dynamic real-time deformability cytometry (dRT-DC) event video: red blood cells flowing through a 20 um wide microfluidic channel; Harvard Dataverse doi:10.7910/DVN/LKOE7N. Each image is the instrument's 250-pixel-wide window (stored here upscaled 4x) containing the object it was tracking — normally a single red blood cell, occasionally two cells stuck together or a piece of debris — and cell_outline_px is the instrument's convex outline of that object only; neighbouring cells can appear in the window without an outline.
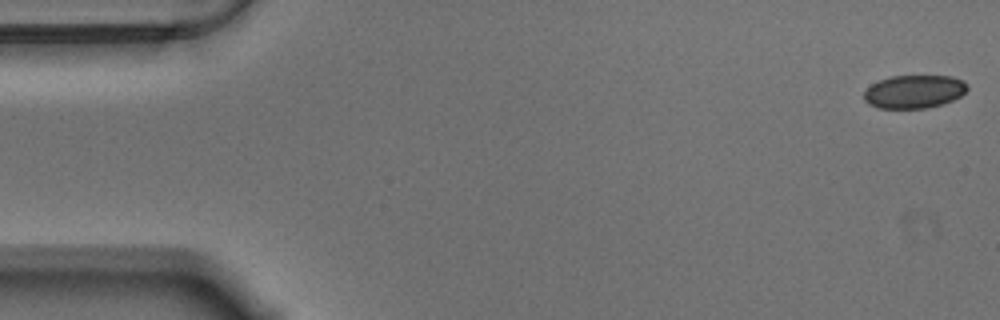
{"species": "Egyptian fruit bat (a non-hibernating species)", "species_latin": "Rousettus aegyptiacus", "temperature_condition": "warm", "stored_images_in_passage": 57, "camera_frame_rate_fps": 3000, "um_per_image_px": 0.085, "animal": {"sex": "male"}, "frame": {"image": 1, "passage_image": 1, "time_ms": 0.0, "image_size_px": [1000, 320], "cell_outline_px": [[968, 88], [960, 96], [952, 100], [940, 104], [924, 108], [876, 108], [868, 104], [864, 100], [864, 92], [872, 84], [880, 80], [892, 76], [952, 76], [964, 80], [968, 84]], "centroid_in_image_um": [77.7, 7.78], "position_along_channel_um": 7.3, "area_um2": 19.94}}
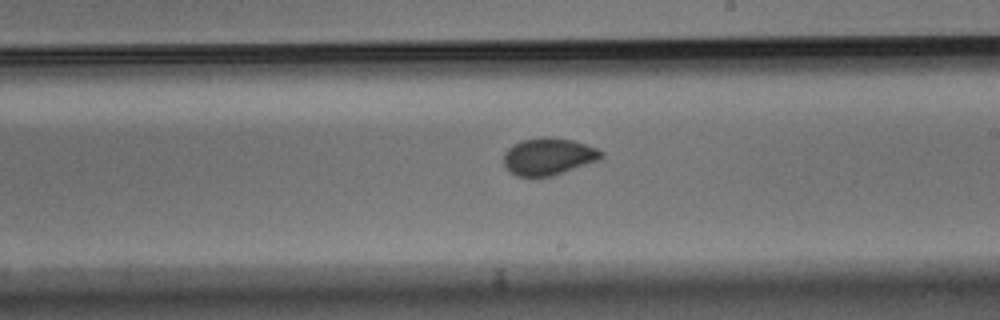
{"frame": {"image": 2, "passage_image": 32, "time_ms": 10.333, "image_size_px": [1000, 320], "cell_outline_px": [[604, 156], [600, 160], [552, 176], [516, 176], [508, 172], [504, 164], [504, 152], [512, 144], [520, 140], [540, 136], [548, 136], [572, 140], [596, 148], [604, 152]], "centroid_in_image_um": [46.6, 13.29], "position_along_channel_um": 242.4, "area_um2": 21.39}}
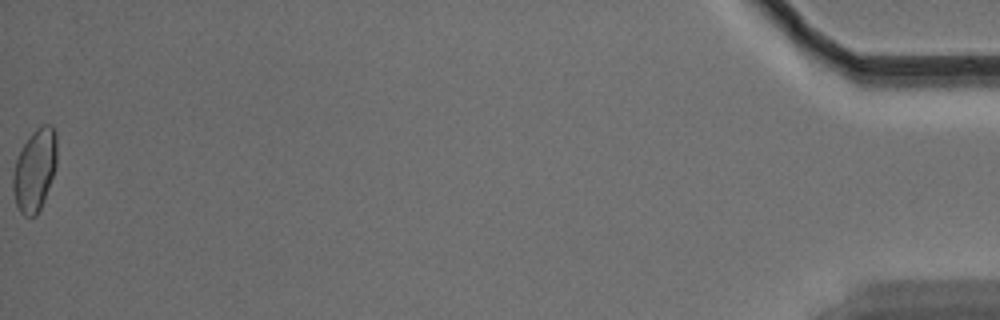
{"frame": {"image": 3, "passage_image": 57, "time_ms": 18.667, "image_size_px": [1000, 320], "cell_outline_px": [[56, 168], [44, 200], [36, 216], [24, 216], [20, 212], [16, 204], [12, 188], [12, 176], [16, 160], [24, 144], [32, 132], [40, 124], [52, 124], [56, 132]], "centroid_in_image_um": [2.96, 14.44], "position_along_channel_um": 432.2, "area_um2": 21.1}, "authors_computed_cell_mechanics": {"area_um2": 20.6924, "velocity_mm_per_s": 3.5231, "shape_relaxation_time_tau1_ms": 7.0913, "shape_relaxation_time_tau2_ms": null, "deformation_change_tau1": 0.1117, "deformation_change_tau2": null}}